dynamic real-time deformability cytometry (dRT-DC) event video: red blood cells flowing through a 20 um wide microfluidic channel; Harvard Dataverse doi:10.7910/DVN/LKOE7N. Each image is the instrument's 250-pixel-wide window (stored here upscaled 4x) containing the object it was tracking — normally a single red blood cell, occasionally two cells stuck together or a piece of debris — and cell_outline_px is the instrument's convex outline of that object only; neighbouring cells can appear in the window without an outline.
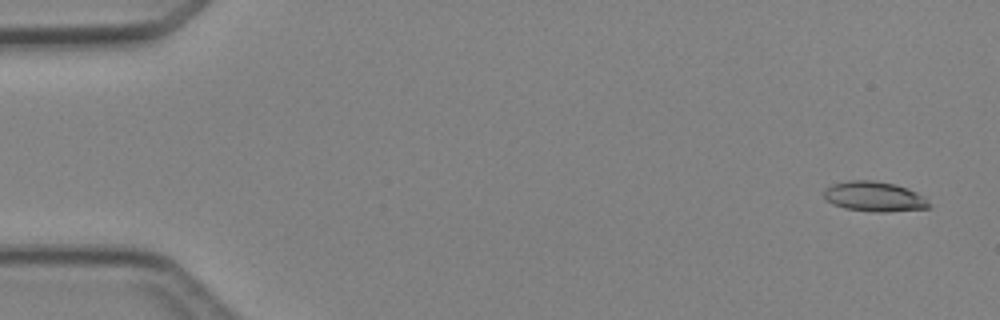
{"species": "Egyptian fruit bat (a non-hibernating species)", "species_latin": "Rousettus aegyptiacus", "temperature_condition": "cold", "stored_images_in_passage": 6, "camera_frame_rate_fps": 3000, "um_per_image_px": 0.085, "animal": {"sex": "female"}, "frame": {"image": 1, "passage_image": 1, "time_ms": 0.0, "image_size_px": [1000, 320], "cell_outline_px": [[932, 208], [884, 212], [876, 212], [844, 208], [832, 204], [824, 196], [824, 192], [832, 184], [848, 180], [872, 180], [896, 184], [908, 188], [924, 196]], "centroid_in_image_um": [74.35, 16.7], "position_along_channel_um": 10.7, "area_um2": 18.38}}
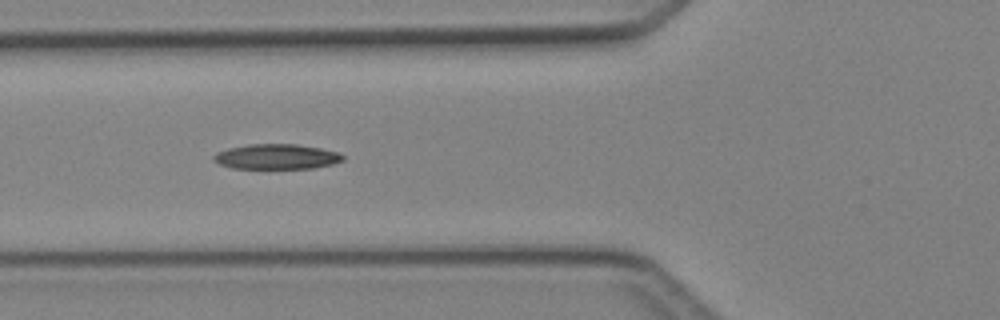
{"frame": {"image": 2, "passage_image": 5, "time_ms": 5.333, "image_size_px": [1000, 320], "cell_outline_px": [[344, 160], [332, 164], [312, 168], [232, 168], [220, 164], [212, 160], [212, 156], [216, 152], [228, 148], [248, 144], [296, 144], [320, 148], [336, 152], [344, 156]], "centroid_in_image_um": [23.46, 13.31], "position_along_channel_um": 102.3, "area_um2": 18.84}}
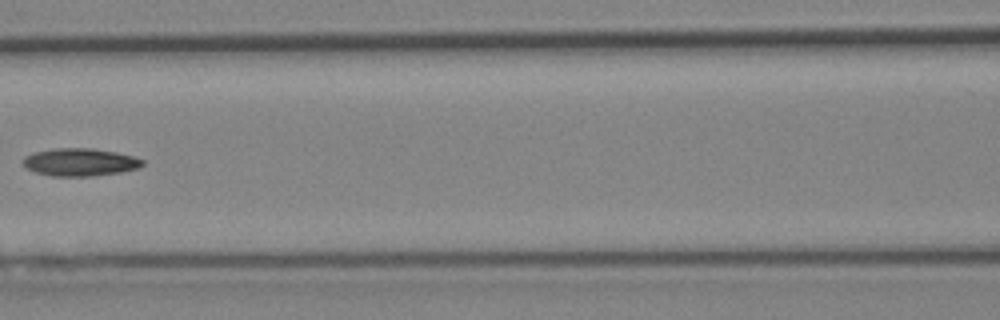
{"frame": {"image": 3, "passage_image": 6, "time_ms": 6.667, "image_size_px": [1000, 320], "cell_outline_px": [[144, 164], [140, 168], [120, 172], [92, 176], [52, 176], [36, 172], [20, 164], [20, 160], [24, 156], [36, 152], [56, 148], [92, 148], [116, 152], [132, 156], [144, 160]], "centroid_in_image_um": [6.78, 13.78], "position_along_channel_um": 159.8, "area_um2": 19.36}}